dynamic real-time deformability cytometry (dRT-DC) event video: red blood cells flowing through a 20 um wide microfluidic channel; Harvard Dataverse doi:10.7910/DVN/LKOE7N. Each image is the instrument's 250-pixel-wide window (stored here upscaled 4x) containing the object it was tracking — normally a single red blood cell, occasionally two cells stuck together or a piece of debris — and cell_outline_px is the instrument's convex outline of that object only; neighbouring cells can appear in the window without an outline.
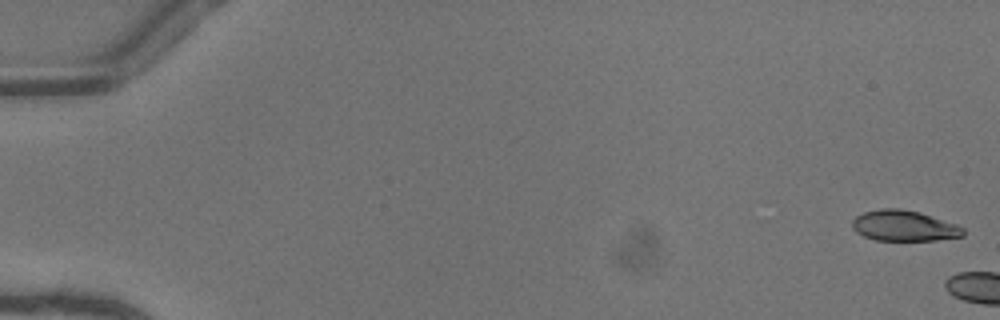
{"species": "common noctule bat (a hibernating species)", "species_latin": "Nyctalus noctula", "temperature_condition": "warm", "stored_images_in_passage": 4, "camera_frame_rate_fps": 3000, "um_per_image_px": 0.085, "animal": {"sex": "female"}, "frame": {"image": 1, "passage_image": 1, "time_ms": 0.0, "image_size_px": [1000, 320], "cell_outline_px": [[964, 236], [936, 240], [876, 240], [864, 236], [856, 232], [852, 228], [852, 220], [856, 216], [864, 212], [880, 208], [900, 208], [920, 212], [956, 224], [964, 228]], "centroid_in_image_um": [76.83, 19.18], "position_along_channel_um": 8.2, "area_um2": 19.88}}